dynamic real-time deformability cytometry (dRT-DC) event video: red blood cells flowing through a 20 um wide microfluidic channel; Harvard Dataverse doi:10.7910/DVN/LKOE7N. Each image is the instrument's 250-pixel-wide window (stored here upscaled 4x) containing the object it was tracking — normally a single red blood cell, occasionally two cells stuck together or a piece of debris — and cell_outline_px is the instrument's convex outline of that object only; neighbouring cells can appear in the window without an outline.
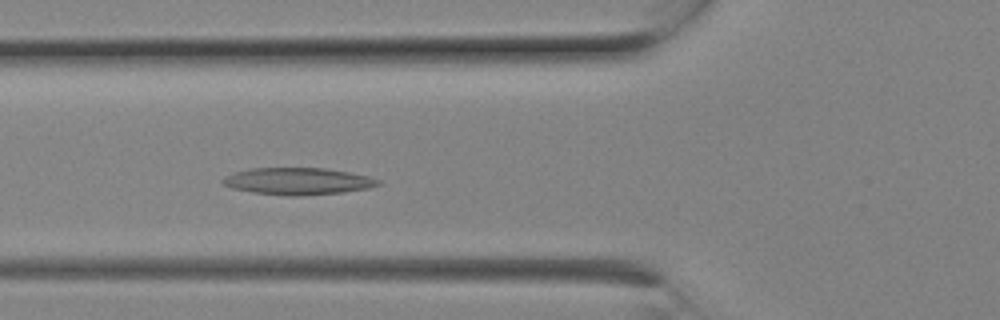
{"species": "Egyptian fruit bat (a non-hibernating species)", "species_latin": "Rousettus aegyptiacus", "temperature_condition": "room temperature", "stored_images_in_passage": 7, "camera_frame_rate_fps": 3000, "um_per_image_px": 0.085, "animal": {"sex": "female"}, "frame": {"image": 1, "passage_image": 6, "time_ms": 1.667, "image_size_px": [1000, 320], "cell_outline_px": [[384, 184], [368, 188], [344, 192], [296, 196], [288, 196], [252, 192], [232, 188], [224, 184], [220, 180], [224, 176], [236, 172], [252, 168], [324, 168], [348, 172], [368, 176], [380, 180]], "centroid_in_image_um": [25.33, 15.4], "position_along_channel_um": 100.5, "area_um2": 24.39}}
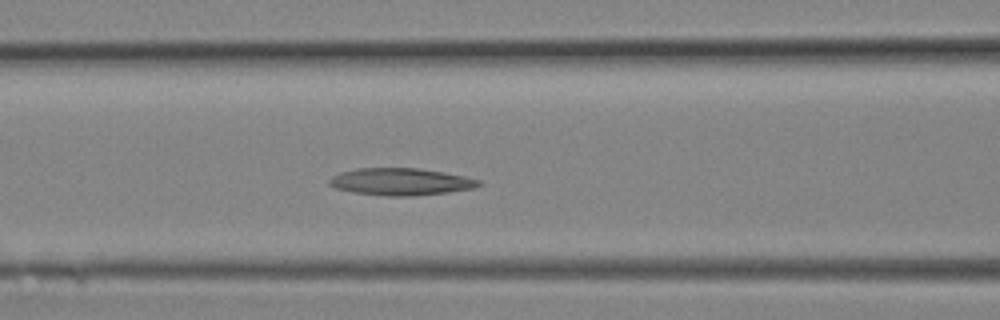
{"frame": {"image": 2, "passage_image": 7, "time_ms": 2.0, "image_size_px": [1000, 320], "cell_outline_px": [[484, 184], [472, 188], [448, 192], [412, 196], [388, 196], [352, 192], [336, 188], [328, 184], [328, 180], [332, 176], [340, 172], [356, 168], [420, 168], [444, 172], [484, 180]], "centroid_in_image_um": [34.08, 15.44], "position_along_channel_um": 132.5, "area_um2": 23.81}}